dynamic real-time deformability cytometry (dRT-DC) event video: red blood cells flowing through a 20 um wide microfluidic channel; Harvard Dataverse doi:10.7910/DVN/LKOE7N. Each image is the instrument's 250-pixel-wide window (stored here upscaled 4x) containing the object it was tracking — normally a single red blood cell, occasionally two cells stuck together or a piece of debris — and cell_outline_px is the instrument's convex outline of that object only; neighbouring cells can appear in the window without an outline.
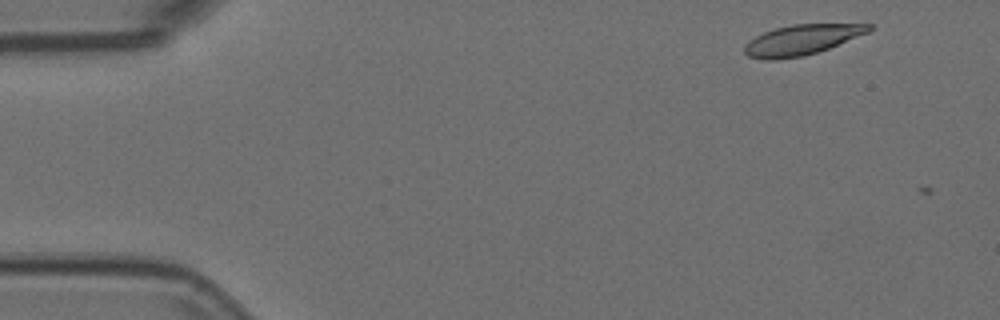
{"species": "Egyptian fruit bat (a non-hibernating species)", "species_latin": "Rousettus aegyptiacus", "temperature_condition": "room temperature", "stored_images_in_passage": 4, "camera_frame_rate_fps": 3000, "um_per_image_px": 0.085, "animal": {"sex": "female"}, "frame": {"image": 1, "passage_image": 3, "time_ms": 0.667, "image_size_px": [1000, 320], "cell_outline_px": [[872, 28], [868, 32], [828, 48], [804, 56], [776, 60], [764, 60], [748, 56], [744, 52], [744, 44], [748, 40], [764, 32], [776, 28], [792, 24], [872, 24]], "centroid_in_image_um": [68.08, 3.39], "position_along_channel_um": 16.9, "area_um2": 21.79}}